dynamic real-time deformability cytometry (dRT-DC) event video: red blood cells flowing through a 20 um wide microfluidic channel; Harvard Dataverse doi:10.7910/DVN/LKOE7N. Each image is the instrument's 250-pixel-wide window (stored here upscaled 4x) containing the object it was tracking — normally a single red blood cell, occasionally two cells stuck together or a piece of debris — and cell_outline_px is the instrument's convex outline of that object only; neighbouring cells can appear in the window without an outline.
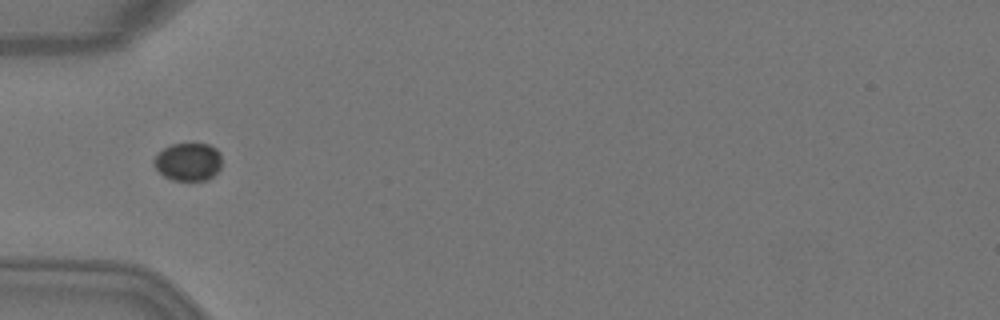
{"species": "Egyptian fruit bat (a non-hibernating species)", "species_latin": "Rousettus aegyptiacus", "temperature_condition": "warm", "stored_images_in_passage": 1, "camera_frame_rate_fps": 3000, "um_per_image_px": 0.085, "animal": {"sex": "female"}, "frame": {"image": 1, "passage_image": 1, "time_ms": 0.0, "image_size_px": [1000, 320], "cell_outline_px": [[220, 168], [208, 180], [172, 180], [164, 176], [156, 168], [152, 160], [164, 148], [172, 144], [208, 144], [216, 148], [220, 152]], "centroid_in_image_um": [16.0, 13.75], "position_along_channel_um": 69.0, "area_um2": 14.85}}